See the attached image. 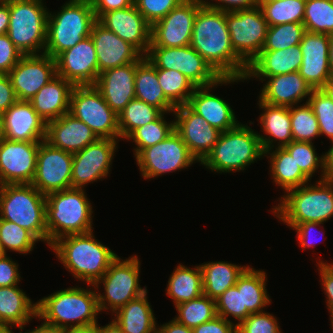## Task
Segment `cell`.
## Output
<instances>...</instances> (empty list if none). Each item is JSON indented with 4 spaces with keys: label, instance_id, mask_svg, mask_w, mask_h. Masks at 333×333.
Listing matches in <instances>:
<instances>
[{
    "label": "cell",
    "instance_id": "cell-57",
    "mask_svg": "<svg viewBox=\"0 0 333 333\" xmlns=\"http://www.w3.org/2000/svg\"><path fill=\"white\" fill-rule=\"evenodd\" d=\"M193 333H236V324L220 316L193 328Z\"/></svg>",
    "mask_w": 333,
    "mask_h": 333
},
{
    "label": "cell",
    "instance_id": "cell-23",
    "mask_svg": "<svg viewBox=\"0 0 333 333\" xmlns=\"http://www.w3.org/2000/svg\"><path fill=\"white\" fill-rule=\"evenodd\" d=\"M245 78H221L216 84L207 87H196L190 96L188 106L202 116L206 123L224 132L235 128L239 122L231 106L225 100L210 93L213 87L221 84L244 81Z\"/></svg>",
    "mask_w": 333,
    "mask_h": 333
},
{
    "label": "cell",
    "instance_id": "cell-17",
    "mask_svg": "<svg viewBox=\"0 0 333 333\" xmlns=\"http://www.w3.org/2000/svg\"><path fill=\"white\" fill-rule=\"evenodd\" d=\"M117 143L116 139L98 138L83 150L74 153L71 188L85 189L86 184L106 178L112 166Z\"/></svg>",
    "mask_w": 333,
    "mask_h": 333
},
{
    "label": "cell",
    "instance_id": "cell-26",
    "mask_svg": "<svg viewBox=\"0 0 333 333\" xmlns=\"http://www.w3.org/2000/svg\"><path fill=\"white\" fill-rule=\"evenodd\" d=\"M4 138L11 141H43L46 122L29 101H16L2 114Z\"/></svg>",
    "mask_w": 333,
    "mask_h": 333
},
{
    "label": "cell",
    "instance_id": "cell-42",
    "mask_svg": "<svg viewBox=\"0 0 333 333\" xmlns=\"http://www.w3.org/2000/svg\"><path fill=\"white\" fill-rule=\"evenodd\" d=\"M175 308L178 314L174 319L192 329L217 316L215 300L204 294L196 299L177 304Z\"/></svg>",
    "mask_w": 333,
    "mask_h": 333
},
{
    "label": "cell",
    "instance_id": "cell-55",
    "mask_svg": "<svg viewBox=\"0 0 333 333\" xmlns=\"http://www.w3.org/2000/svg\"><path fill=\"white\" fill-rule=\"evenodd\" d=\"M18 263L12 260L7 254L0 258V287L18 285L20 273Z\"/></svg>",
    "mask_w": 333,
    "mask_h": 333
},
{
    "label": "cell",
    "instance_id": "cell-14",
    "mask_svg": "<svg viewBox=\"0 0 333 333\" xmlns=\"http://www.w3.org/2000/svg\"><path fill=\"white\" fill-rule=\"evenodd\" d=\"M135 159L145 179L172 173L198 162L175 130L160 143L143 149Z\"/></svg>",
    "mask_w": 333,
    "mask_h": 333
},
{
    "label": "cell",
    "instance_id": "cell-66",
    "mask_svg": "<svg viewBox=\"0 0 333 333\" xmlns=\"http://www.w3.org/2000/svg\"><path fill=\"white\" fill-rule=\"evenodd\" d=\"M99 333H125L118 324L112 320L106 326H99Z\"/></svg>",
    "mask_w": 333,
    "mask_h": 333
},
{
    "label": "cell",
    "instance_id": "cell-3",
    "mask_svg": "<svg viewBox=\"0 0 333 333\" xmlns=\"http://www.w3.org/2000/svg\"><path fill=\"white\" fill-rule=\"evenodd\" d=\"M63 266L85 284L94 285L118 257L95 239L93 230L59 238L51 246Z\"/></svg>",
    "mask_w": 333,
    "mask_h": 333
},
{
    "label": "cell",
    "instance_id": "cell-35",
    "mask_svg": "<svg viewBox=\"0 0 333 333\" xmlns=\"http://www.w3.org/2000/svg\"><path fill=\"white\" fill-rule=\"evenodd\" d=\"M147 291L130 300L114 313V320L125 333H156L157 323L147 299Z\"/></svg>",
    "mask_w": 333,
    "mask_h": 333
},
{
    "label": "cell",
    "instance_id": "cell-2",
    "mask_svg": "<svg viewBox=\"0 0 333 333\" xmlns=\"http://www.w3.org/2000/svg\"><path fill=\"white\" fill-rule=\"evenodd\" d=\"M97 293L94 289L70 287L37 301V317L59 330L89 328L98 323Z\"/></svg>",
    "mask_w": 333,
    "mask_h": 333
},
{
    "label": "cell",
    "instance_id": "cell-73",
    "mask_svg": "<svg viewBox=\"0 0 333 333\" xmlns=\"http://www.w3.org/2000/svg\"><path fill=\"white\" fill-rule=\"evenodd\" d=\"M9 0H0V3L8 2Z\"/></svg>",
    "mask_w": 333,
    "mask_h": 333
},
{
    "label": "cell",
    "instance_id": "cell-38",
    "mask_svg": "<svg viewBox=\"0 0 333 333\" xmlns=\"http://www.w3.org/2000/svg\"><path fill=\"white\" fill-rule=\"evenodd\" d=\"M166 293L174 306L200 297L203 294L200 265L190 269L179 264L169 277Z\"/></svg>",
    "mask_w": 333,
    "mask_h": 333
},
{
    "label": "cell",
    "instance_id": "cell-11",
    "mask_svg": "<svg viewBox=\"0 0 333 333\" xmlns=\"http://www.w3.org/2000/svg\"><path fill=\"white\" fill-rule=\"evenodd\" d=\"M69 113L87 124L98 138L119 141L118 115L94 85L74 86Z\"/></svg>",
    "mask_w": 333,
    "mask_h": 333
},
{
    "label": "cell",
    "instance_id": "cell-28",
    "mask_svg": "<svg viewBox=\"0 0 333 333\" xmlns=\"http://www.w3.org/2000/svg\"><path fill=\"white\" fill-rule=\"evenodd\" d=\"M97 139V135L87 124L69 112L46 123L45 141L72 154L83 150Z\"/></svg>",
    "mask_w": 333,
    "mask_h": 333
},
{
    "label": "cell",
    "instance_id": "cell-6",
    "mask_svg": "<svg viewBox=\"0 0 333 333\" xmlns=\"http://www.w3.org/2000/svg\"><path fill=\"white\" fill-rule=\"evenodd\" d=\"M262 156L264 151L258 132L247 124L239 123L235 128L220 133L214 147L200 164L218 173L239 172Z\"/></svg>",
    "mask_w": 333,
    "mask_h": 333
},
{
    "label": "cell",
    "instance_id": "cell-44",
    "mask_svg": "<svg viewBox=\"0 0 333 333\" xmlns=\"http://www.w3.org/2000/svg\"><path fill=\"white\" fill-rule=\"evenodd\" d=\"M303 24L307 32L333 35V0H306Z\"/></svg>",
    "mask_w": 333,
    "mask_h": 333
},
{
    "label": "cell",
    "instance_id": "cell-21",
    "mask_svg": "<svg viewBox=\"0 0 333 333\" xmlns=\"http://www.w3.org/2000/svg\"><path fill=\"white\" fill-rule=\"evenodd\" d=\"M173 114L174 130L187 145L190 153L201 162L214 147L221 131L206 123L205 119L187 104L176 106Z\"/></svg>",
    "mask_w": 333,
    "mask_h": 333
},
{
    "label": "cell",
    "instance_id": "cell-68",
    "mask_svg": "<svg viewBox=\"0 0 333 333\" xmlns=\"http://www.w3.org/2000/svg\"><path fill=\"white\" fill-rule=\"evenodd\" d=\"M323 89L326 91V93L333 100V76L328 80V82L326 83V85Z\"/></svg>",
    "mask_w": 333,
    "mask_h": 333
},
{
    "label": "cell",
    "instance_id": "cell-63",
    "mask_svg": "<svg viewBox=\"0 0 333 333\" xmlns=\"http://www.w3.org/2000/svg\"><path fill=\"white\" fill-rule=\"evenodd\" d=\"M323 179L333 181V142L332 147L324 154V176Z\"/></svg>",
    "mask_w": 333,
    "mask_h": 333
},
{
    "label": "cell",
    "instance_id": "cell-67",
    "mask_svg": "<svg viewBox=\"0 0 333 333\" xmlns=\"http://www.w3.org/2000/svg\"><path fill=\"white\" fill-rule=\"evenodd\" d=\"M62 333H99V325L89 327V328H81V329H73V330H66Z\"/></svg>",
    "mask_w": 333,
    "mask_h": 333
},
{
    "label": "cell",
    "instance_id": "cell-45",
    "mask_svg": "<svg viewBox=\"0 0 333 333\" xmlns=\"http://www.w3.org/2000/svg\"><path fill=\"white\" fill-rule=\"evenodd\" d=\"M165 113H162L156 120L135 129L126 139L133 140L136 145L134 148V157L143 149L160 143L171 132L174 131V121L170 122L164 119Z\"/></svg>",
    "mask_w": 333,
    "mask_h": 333
},
{
    "label": "cell",
    "instance_id": "cell-61",
    "mask_svg": "<svg viewBox=\"0 0 333 333\" xmlns=\"http://www.w3.org/2000/svg\"><path fill=\"white\" fill-rule=\"evenodd\" d=\"M320 224L324 223H316V222H304L299 224H286L287 226L291 227L292 229L296 230L297 232V239L299 240V244L303 250L306 248L313 247L314 242L311 241V233L316 229L315 227L320 226ZM321 234V233H319ZM322 234H324L322 232ZM313 242V243H312Z\"/></svg>",
    "mask_w": 333,
    "mask_h": 333
},
{
    "label": "cell",
    "instance_id": "cell-48",
    "mask_svg": "<svg viewBox=\"0 0 333 333\" xmlns=\"http://www.w3.org/2000/svg\"><path fill=\"white\" fill-rule=\"evenodd\" d=\"M306 32L303 23L269 26L262 51H275L299 45Z\"/></svg>",
    "mask_w": 333,
    "mask_h": 333
},
{
    "label": "cell",
    "instance_id": "cell-1",
    "mask_svg": "<svg viewBox=\"0 0 333 333\" xmlns=\"http://www.w3.org/2000/svg\"><path fill=\"white\" fill-rule=\"evenodd\" d=\"M190 46L221 78H245L248 65L231 45L226 11L203 4L197 10Z\"/></svg>",
    "mask_w": 333,
    "mask_h": 333
},
{
    "label": "cell",
    "instance_id": "cell-49",
    "mask_svg": "<svg viewBox=\"0 0 333 333\" xmlns=\"http://www.w3.org/2000/svg\"><path fill=\"white\" fill-rule=\"evenodd\" d=\"M291 156L301 171L311 180L316 170L321 168V180L324 176V154L317 156L316 149L312 142L292 141L284 147Z\"/></svg>",
    "mask_w": 333,
    "mask_h": 333
},
{
    "label": "cell",
    "instance_id": "cell-20",
    "mask_svg": "<svg viewBox=\"0 0 333 333\" xmlns=\"http://www.w3.org/2000/svg\"><path fill=\"white\" fill-rule=\"evenodd\" d=\"M56 74L74 86L95 85L99 72L97 55L91 36L56 58Z\"/></svg>",
    "mask_w": 333,
    "mask_h": 333
},
{
    "label": "cell",
    "instance_id": "cell-4",
    "mask_svg": "<svg viewBox=\"0 0 333 333\" xmlns=\"http://www.w3.org/2000/svg\"><path fill=\"white\" fill-rule=\"evenodd\" d=\"M84 189L70 188L46 195L48 246L61 237L93 230V208Z\"/></svg>",
    "mask_w": 333,
    "mask_h": 333
},
{
    "label": "cell",
    "instance_id": "cell-27",
    "mask_svg": "<svg viewBox=\"0 0 333 333\" xmlns=\"http://www.w3.org/2000/svg\"><path fill=\"white\" fill-rule=\"evenodd\" d=\"M136 62L108 69L99 74L95 87L118 115L135 99Z\"/></svg>",
    "mask_w": 333,
    "mask_h": 333
},
{
    "label": "cell",
    "instance_id": "cell-37",
    "mask_svg": "<svg viewBox=\"0 0 333 333\" xmlns=\"http://www.w3.org/2000/svg\"><path fill=\"white\" fill-rule=\"evenodd\" d=\"M273 150V151H272ZM270 154V173L273 182L280 186L285 193L298 188L311 180L301 171L294 157L284 148L279 147L264 152V157Z\"/></svg>",
    "mask_w": 333,
    "mask_h": 333
},
{
    "label": "cell",
    "instance_id": "cell-16",
    "mask_svg": "<svg viewBox=\"0 0 333 333\" xmlns=\"http://www.w3.org/2000/svg\"><path fill=\"white\" fill-rule=\"evenodd\" d=\"M73 154L41 141L31 184L42 194L71 188Z\"/></svg>",
    "mask_w": 333,
    "mask_h": 333
},
{
    "label": "cell",
    "instance_id": "cell-18",
    "mask_svg": "<svg viewBox=\"0 0 333 333\" xmlns=\"http://www.w3.org/2000/svg\"><path fill=\"white\" fill-rule=\"evenodd\" d=\"M41 141L0 142V185L31 184Z\"/></svg>",
    "mask_w": 333,
    "mask_h": 333
},
{
    "label": "cell",
    "instance_id": "cell-62",
    "mask_svg": "<svg viewBox=\"0 0 333 333\" xmlns=\"http://www.w3.org/2000/svg\"><path fill=\"white\" fill-rule=\"evenodd\" d=\"M156 333H193V329L189 328L179 322L174 318L163 325L157 326Z\"/></svg>",
    "mask_w": 333,
    "mask_h": 333
},
{
    "label": "cell",
    "instance_id": "cell-59",
    "mask_svg": "<svg viewBox=\"0 0 333 333\" xmlns=\"http://www.w3.org/2000/svg\"><path fill=\"white\" fill-rule=\"evenodd\" d=\"M213 1V0H211ZM216 3H211L208 0H202V3L208 7L221 11H234L239 9H249L259 5V0H214ZM219 2V3H218ZM222 3V4H220Z\"/></svg>",
    "mask_w": 333,
    "mask_h": 333
},
{
    "label": "cell",
    "instance_id": "cell-22",
    "mask_svg": "<svg viewBox=\"0 0 333 333\" xmlns=\"http://www.w3.org/2000/svg\"><path fill=\"white\" fill-rule=\"evenodd\" d=\"M299 74L312 89H323L332 77L329 61L330 35L305 32L300 42Z\"/></svg>",
    "mask_w": 333,
    "mask_h": 333
},
{
    "label": "cell",
    "instance_id": "cell-39",
    "mask_svg": "<svg viewBox=\"0 0 333 333\" xmlns=\"http://www.w3.org/2000/svg\"><path fill=\"white\" fill-rule=\"evenodd\" d=\"M266 272L247 267L238 277L235 286L242 288L243 308L251 313L264 311L263 308L271 303L266 289Z\"/></svg>",
    "mask_w": 333,
    "mask_h": 333
},
{
    "label": "cell",
    "instance_id": "cell-29",
    "mask_svg": "<svg viewBox=\"0 0 333 333\" xmlns=\"http://www.w3.org/2000/svg\"><path fill=\"white\" fill-rule=\"evenodd\" d=\"M259 99L273 106H295L309 98L313 89L298 71L267 77Z\"/></svg>",
    "mask_w": 333,
    "mask_h": 333
},
{
    "label": "cell",
    "instance_id": "cell-9",
    "mask_svg": "<svg viewBox=\"0 0 333 333\" xmlns=\"http://www.w3.org/2000/svg\"><path fill=\"white\" fill-rule=\"evenodd\" d=\"M42 1H8L10 18L7 35L23 55L44 54L49 11Z\"/></svg>",
    "mask_w": 333,
    "mask_h": 333
},
{
    "label": "cell",
    "instance_id": "cell-25",
    "mask_svg": "<svg viewBox=\"0 0 333 333\" xmlns=\"http://www.w3.org/2000/svg\"><path fill=\"white\" fill-rule=\"evenodd\" d=\"M96 50L99 74L115 67L136 62L142 54L130 43L118 37L98 20L90 34Z\"/></svg>",
    "mask_w": 333,
    "mask_h": 333
},
{
    "label": "cell",
    "instance_id": "cell-50",
    "mask_svg": "<svg viewBox=\"0 0 333 333\" xmlns=\"http://www.w3.org/2000/svg\"><path fill=\"white\" fill-rule=\"evenodd\" d=\"M306 102L317 117L320 135H326L333 142V100L324 89H313Z\"/></svg>",
    "mask_w": 333,
    "mask_h": 333
},
{
    "label": "cell",
    "instance_id": "cell-10",
    "mask_svg": "<svg viewBox=\"0 0 333 333\" xmlns=\"http://www.w3.org/2000/svg\"><path fill=\"white\" fill-rule=\"evenodd\" d=\"M140 261L137 255L122 260L119 256L110 264L106 273L94 285L92 289H98L103 284L105 293L96 291L98 307L102 310H111L112 315L121 307L126 305L142 294L147 289L139 284ZM94 286V287H93Z\"/></svg>",
    "mask_w": 333,
    "mask_h": 333
},
{
    "label": "cell",
    "instance_id": "cell-58",
    "mask_svg": "<svg viewBox=\"0 0 333 333\" xmlns=\"http://www.w3.org/2000/svg\"><path fill=\"white\" fill-rule=\"evenodd\" d=\"M17 101L8 74L0 73V114L5 113Z\"/></svg>",
    "mask_w": 333,
    "mask_h": 333
},
{
    "label": "cell",
    "instance_id": "cell-71",
    "mask_svg": "<svg viewBox=\"0 0 333 333\" xmlns=\"http://www.w3.org/2000/svg\"><path fill=\"white\" fill-rule=\"evenodd\" d=\"M4 139V130H3V117L0 114V142Z\"/></svg>",
    "mask_w": 333,
    "mask_h": 333
},
{
    "label": "cell",
    "instance_id": "cell-36",
    "mask_svg": "<svg viewBox=\"0 0 333 333\" xmlns=\"http://www.w3.org/2000/svg\"><path fill=\"white\" fill-rule=\"evenodd\" d=\"M248 266H239L225 261H212L200 264L203 294L216 299L228 288L235 286L238 277Z\"/></svg>",
    "mask_w": 333,
    "mask_h": 333
},
{
    "label": "cell",
    "instance_id": "cell-56",
    "mask_svg": "<svg viewBox=\"0 0 333 333\" xmlns=\"http://www.w3.org/2000/svg\"><path fill=\"white\" fill-rule=\"evenodd\" d=\"M318 265L319 274L321 277V286L324 288V293L327 296V309L330 312V319L333 318V264L320 261Z\"/></svg>",
    "mask_w": 333,
    "mask_h": 333
},
{
    "label": "cell",
    "instance_id": "cell-8",
    "mask_svg": "<svg viewBox=\"0 0 333 333\" xmlns=\"http://www.w3.org/2000/svg\"><path fill=\"white\" fill-rule=\"evenodd\" d=\"M56 13L48 14L44 51L53 59L89 37L97 21L90 1L69 0Z\"/></svg>",
    "mask_w": 333,
    "mask_h": 333
},
{
    "label": "cell",
    "instance_id": "cell-51",
    "mask_svg": "<svg viewBox=\"0 0 333 333\" xmlns=\"http://www.w3.org/2000/svg\"><path fill=\"white\" fill-rule=\"evenodd\" d=\"M216 313L218 316L231 321L228 316L238 320L239 325L251 313L247 308H243L242 288L233 286L228 288L222 295L215 299Z\"/></svg>",
    "mask_w": 333,
    "mask_h": 333
},
{
    "label": "cell",
    "instance_id": "cell-74",
    "mask_svg": "<svg viewBox=\"0 0 333 333\" xmlns=\"http://www.w3.org/2000/svg\"><path fill=\"white\" fill-rule=\"evenodd\" d=\"M331 326H332V331H333V318H331Z\"/></svg>",
    "mask_w": 333,
    "mask_h": 333
},
{
    "label": "cell",
    "instance_id": "cell-19",
    "mask_svg": "<svg viewBox=\"0 0 333 333\" xmlns=\"http://www.w3.org/2000/svg\"><path fill=\"white\" fill-rule=\"evenodd\" d=\"M56 75L55 59L47 54L23 55L8 72L18 101H29Z\"/></svg>",
    "mask_w": 333,
    "mask_h": 333
},
{
    "label": "cell",
    "instance_id": "cell-33",
    "mask_svg": "<svg viewBox=\"0 0 333 333\" xmlns=\"http://www.w3.org/2000/svg\"><path fill=\"white\" fill-rule=\"evenodd\" d=\"M135 98L159 108L166 114L176 108L164 95L156 67L143 55L136 61Z\"/></svg>",
    "mask_w": 333,
    "mask_h": 333
},
{
    "label": "cell",
    "instance_id": "cell-13",
    "mask_svg": "<svg viewBox=\"0 0 333 333\" xmlns=\"http://www.w3.org/2000/svg\"><path fill=\"white\" fill-rule=\"evenodd\" d=\"M145 57L156 68L181 72L196 87L214 85L221 79L190 45L185 47H149Z\"/></svg>",
    "mask_w": 333,
    "mask_h": 333
},
{
    "label": "cell",
    "instance_id": "cell-32",
    "mask_svg": "<svg viewBox=\"0 0 333 333\" xmlns=\"http://www.w3.org/2000/svg\"><path fill=\"white\" fill-rule=\"evenodd\" d=\"M260 109L264 110L259 117V124L261 129L266 135L258 134L263 151H269L273 149L277 142V148L285 147L293 141V135L291 130V119L289 107L286 106H273L258 101ZM269 135V136H267Z\"/></svg>",
    "mask_w": 333,
    "mask_h": 333
},
{
    "label": "cell",
    "instance_id": "cell-12",
    "mask_svg": "<svg viewBox=\"0 0 333 333\" xmlns=\"http://www.w3.org/2000/svg\"><path fill=\"white\" fill-rule=\"evenodd\" d=\"M226 22L234 52L249 65L262 51L269 28L260 6L226 11Z\"/></svg>",
    "mask_w": 333,
    "mask_h": 333
},
{
    "label": "cell",
    "instance_id": "cell-65",
    "mask_svg": "<svg viewBox=\"0 0 333 333\" xmlns=\"http://www.w3.org/2000/svg\"><path fill=\"white\" fill-rule=\"evenodd\" d=\"M29 331V332H28ZM62 330H59L53 326L41 323L40 326L35 327V329L27 330L24 333H62Z\"/></svg>",
    "mask_w": 333,
    "mask_h": 333
},
{
    "label": "cell",
    "instance_id": "cell-30",
    "mask_svg": "<svg viewBox=\"0 0 333 333\" xmlns=\"http://www.w3.org/2000/svg\"><path fill=\"white\" fill-rule=\"evenodd\" d=\"M302 63L300 45L275 51H261L248 65L245 79L266 81L267 77L296 72ZM265 78V79H264Z\"/></svg>",
    "mask_w": 333,
    "mask_h": 333
},
{
    "label": "cell",
    "instance_id": "cell-52",
    "mask_svg": "<svg viewBox=\"0 0 333 333\" xmlns=\"http://www.w3.org/2000/svg\"><path fill=\"white\" fill-rule=\"evenodd\" d=\"M277 318L268 312L250 314L236 326V333H282Z\"/></svg>",
    "mask_w": 333,
    "mask_h": 333
},
{
    "label": "cell",
    "instance_id": "cell-7",
    "mask_svg": "<svg viewBox=\"0 0 333 333\" xmlns=\"http://www.w3.org/2000/svg\"><path fill=\"white\" fill-rule=\"evenodd\" d=\"M0 218L16 223L48 245L46 195L32 184L0 185Z\"/></svg>",
    "mask_w": 333,
    "mask_h": 333
},
{
    "label": "cell",
    "instance_id": "cell-40",
    "mask_svg": "<svg viewBox=\"0 0 333 333\" xmlns=\"http://www.w3.org/2000/svg\"><path fill=\"white\" fill-rule=\"evenodd\" d=\"M163 112L150 104L132 99L118 114L120 139L124 140L137 128L156 120Z\"/></svg>",
    "mask_w": 333,
    "mask_h": 333
},
{
    "label": "cell",
    "instance_id": "cell-15",
    "mask_svg": "<svg viewBox=\"0 0 333 333\" xmlns=\"http://www.w3.org/2000/svg\"><path fill=\"white\" fill-rule=\"evenodd\" d=\"M202 0H183L164 18L151 26L149 47H185L190 45L197 10Z\"/></svg>",
    "mask_w": 333,
    "mask_h": 333
},
{
    "label": "cell",
    "instance_id": "cell-53",
    "mask_svg": "<svg viewBox=\"0 0 333 333\" xmlns=\"http://www.w3.org/2000/svg\"><path fill=\"white\" fill-rule=\"evenodd\" d=\"M183 0H134V5L152 26L156 21L164 18L173 8Z\"/></svg>",
    "mask_w": 333,
    "mask_h": 333
},
{
    "label": "cell",
    "instance_id": "cell-47",
    "mask_svg": "<svg viewBox=\"0 0 333 333\" xmlns=\"http://www.w3.org/2000/svg\"><path fill=\"white\" fill-rule=\"evenodd\" d=\"M39 240L28 230L14 222L0 218V245L5 254L7 250L27 254L33 250Z\"/></svg>",
    "mask_w": 333,
    "mask_h": 333
},
{
    "label": "cell",
    "instance_id": "cell-60",
    "mask_svg": "<svg viewBox=\"0 0 333 333\" xmlns=\"http://www.w3.org/2000/svg\"><path fill=\"white\" fill-rule=\"evenodd\" d=\"M90 2L97 20L106 12L134 5V0H91Z\"/></svg>",
    "mask_w": 333,
    "mask_h": 333
},
{
    "label": "cell",
    "instance_id": "cell-69",
    "mask_svg": "<svg viewBox=\"0 0 333 333\" xmlns=\"http://www.w3.org/2000/svg\"><path fill=\"white\" fill-rule=\"evenodd\" d=\"M329 61H330L331 75L333 76V35H330Z\"/></svg>",
    "mask_w": 333,
    "mask_h": 333
},
{
    "label": "cell",
    "instance_id": "cell-5",
    "mask_svg": "<svg viewBox=\"0 0 333 333\" xmlns=\"http://www.w3.org/2000/svg\"><path fill=\"white\" fill-rule=\"evenodd\" d=\"M287 191L273 214L286 224L324 223L333 217V181L319 179Z\"/></svg>",
    "mask_w": 333,
    "mask_h": 333
},
{
    "label": "cell",
    "instance_id": "cell-34",
    "mask_svg": "<svg viewBox=\"0 0 333 333\" xmlns=\"http://www.w3.org/2000/svg\"><path fill=\"white\" fill-rule=\"evenodd\" d=\"M34 316V317H33ZM37 318V302L33 303L18 285L0 287V320L22 329Z\"/></svg>",
    "mask_w": 333,
    "mask_h": 333
},
{
    "label": "cell",
    "instance_id": "cell-70",
    "mask_svg": "<svg viewBox=\"0 0 333 333\" xmlns=\"http://www.w3.org/2000/svg\"><path fill=\"white\" fill-rule=\"evenodd\" d=\"M14 325L11 324H7V323H1L0 324V333H13V331L11 330V328Z\"/></svg>",
    "mask_w": 333,
    "mask_h": 333
},
{
    "label": "cell",
    "instance_id": "cell-41",
    "mask_svg": "<svg viewBox=\"0 0 333 333\" xmlns=\"http://www.w3.org/2000/svg\"><path fill=\"white\" fill-rule=\"evenodd\" d=\"M306 0H259L269 26L303 23Z\"/></svg>",
    "mask_w": 333,
    "mask_h": 333
},
{
    "label": "cell",
    "instance_id": "cell-46",
    "mask_svg": "<svg viewBox=\"0 0 333 333\" xmlns=\"http://www.w3.org/2000/svg\"><path fill=\"white\" fill-rule=\"evenodd\" d=\"M289 111L293 141L312 142V139L320 136L317 117L308 102L291 106Z\"/></svg>",
    "mask_w": 333,
    "mask_h": 333
},
{
    "label": "cell",
    "instance_id": "cell-54",
    "mask_svg": "<svg viewBox=\"0 0 333 333\" xmlns=\"http://www.w3.org/2000/svg\"><path fill=\"white\" fill-rule=\"evenodd\" d=\"M22 56L7 34L0 35V73L8 74Z\"/></svg>",
    "mask_w": 333,
    "mask_h": 333
},
{
    "label": "cell",
    "instance_id": "cell-24",
    "mask_svg": "<svg viewBox=\"0 0 333 333\" xmlns=\"http://www.w3.org/2000/svg\"><path fill=\"white\" fill-rule=\"evenodd\" d=\"M98 21L134 46L143 56L147 54L151 44V25L135 5L106 12Z\"/></svg>",
    "mask_w": 333,
    "mask_h": 333
},
{
    "label": "cell",
    "instance_id": "cell-43",
    "mask_svg": "<svg viewBox=\"0 0 333 333\" xmlns=\"http://www.w3.org/2000/svg\"><path fill=\"white\" fill-rule=\"evenodd\" d=\"M157 70L158 81L164 95L175 105L188 104L196 86L181 72L170 69Z\"/></svg>",
    "mask_w": 333,
    "mask_h": 333
},
{
    "label": "cell",
    "instance_id": "cell-31",
    "mask_svg": "<svg viewBox=\"0 0 333 333\" xmlns=\"http://www.w3.org/2000/svg\"><path fill=\"white\" fill-rule=\"evenodd\" d=\"M74 85L56 75L30 100L33 109L47 123L69 112Z\"/></svg>",
    "mask_w": 333,
    "mask_h": 333
},
{
    "label": "cell",
    "instance_id": "cell-64",
    "mask_svg": "<svg viewBox=\"0 0 333 333\" xmlns=\"http://www.w3.org/2000/svg\"><path fill=\"white\" fill-rule=\"evenodd\" d=\"M9 18L10 12L8 2L0 3V35L7 34Z\"/></svg>",
    "mask_w": 333,
    "mask_h": 333
},
{
    "label": "cell",
    "instance_id": "cell-72",
    "mask_svg": "<svg viewBox=\"0 0 333 333\" xmlns=\"http://www.w3.org/2000/svg\"><path fill=\"white\" fill-rule=\"evenodd\" d=\"M5 255V252L2 249V246L0 245V258Z\"/></svg>",
    "mask_w": 333,
    "mask_h": 333
}]
</instances>
